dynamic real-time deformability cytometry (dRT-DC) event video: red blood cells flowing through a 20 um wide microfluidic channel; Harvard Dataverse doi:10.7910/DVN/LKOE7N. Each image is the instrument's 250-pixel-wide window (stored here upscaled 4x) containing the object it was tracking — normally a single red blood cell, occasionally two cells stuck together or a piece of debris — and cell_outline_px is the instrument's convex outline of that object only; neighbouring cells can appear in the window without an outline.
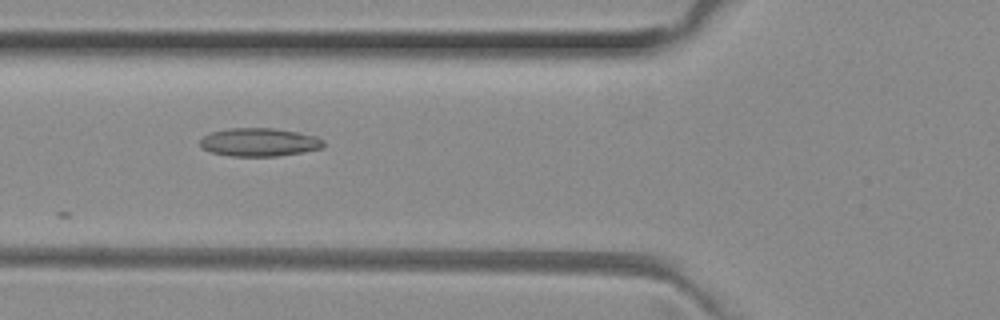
{"species": "common noctule bat (a hibernating species)", "species_latin": "Nyctalus noctula", "temperature_condition": "room temperature", "stored_images_in_passage": 22, "camera_frame_rate_fps": 3000, "um_per_image_px": 0.085, "animal": {"sex": "female", "body_mass_g": 29.2, "forearm_length_mm": 56.3}, "frame": {"image": 1, "passage_image": 5, "time_ms": 1.333, "image_size_px": [1000, 320], "cell_outline_px": [[324, 148], [276, 156], [228, 156], [208, 152], [200, 144], [200, 140], [204, 136], [212, 132], [228, 128], [272, 128], [300, 132], [316, 136], [324, 140]], "centroid_in_image_um": [22.04, 12.08], "position_along_channel_um": 103.8, "area_um2": 20.4}}
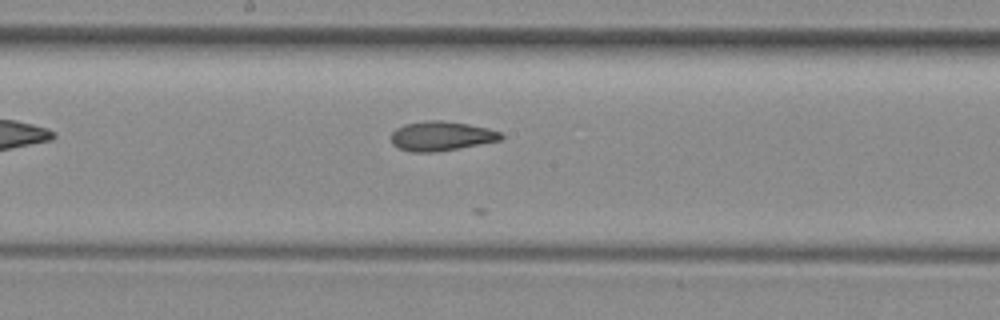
{"frame": {"image": 2, "passage_image": 13, "time_ms": 4.0, "image_size_px": [1000, 320], "cell_outline_px": [[504, 136], [500, 140], [436, 152], [412, 152], [400, 148], [392, 144], [392, 132], [396, 128], [404, 124], [424, 120], [440, 120], [468, 124], [488, 128], [500, 132]], "centroid_in_image_um": [37.48, 11.55], "position_along_channel_um": 210.7, "area_um2": 18.73}}
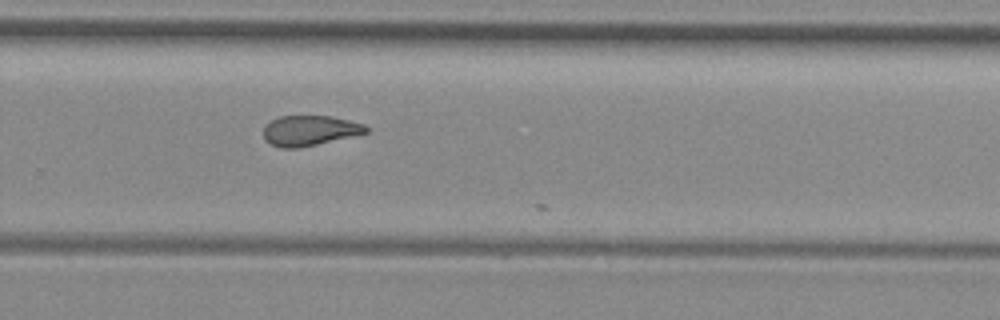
{"frame": {"image": 3, "passage_image": 20, "time_ms": 6.333, "image_size_px": [1000, 320], "cell_outline_px": [[368, 132], [300, 148], [280, 148], [264, 140], [264, 128], [272, 120], [280, 116], [332, 116], [364, 124], [368, 128]], "centroid_in_image_um": [26.31, 11.1], "position_along_channel_um": 303.5, "area_um2": 17.86}}